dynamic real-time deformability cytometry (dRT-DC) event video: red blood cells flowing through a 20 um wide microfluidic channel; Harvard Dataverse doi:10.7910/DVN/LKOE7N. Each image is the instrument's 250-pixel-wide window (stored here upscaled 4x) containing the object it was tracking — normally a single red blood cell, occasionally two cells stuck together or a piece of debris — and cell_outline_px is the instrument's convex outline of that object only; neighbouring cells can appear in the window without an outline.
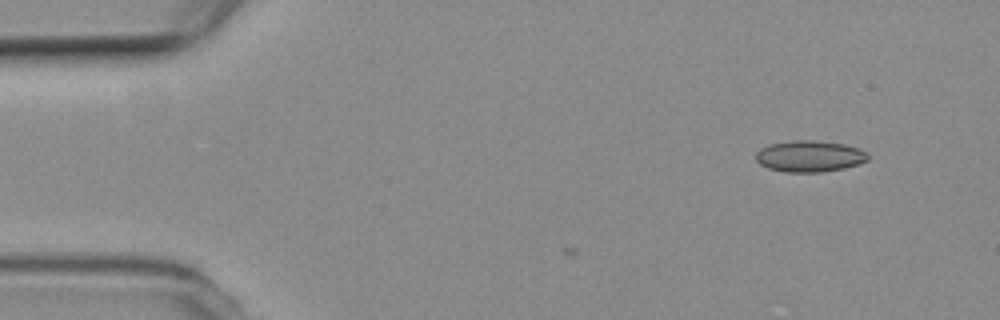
{"species": "common noctule bat (a hibernating species)", "species_latin": "Nyctalus noctula", "temperature_condition": "room temperature", "stored_images_in_passage": 3, "camera_frame_rate_fps": 3000, "um_per_image_px": 0.085, "animal": {"sex": "female", "body_mass_g": 19.3, "forearm_length_mm": 54.1}, "frame": {"image": 1, "passage_image": 3, "time_ms": 0.667, "image_size_px": [1000, 320], "cell_outline_px": [[868, 160], [844, 168], [820, 172], [784, 172], [768, 168], [760, 164], [756, 160], [756, 152], [760, 148], [768, 144], [792, 140], [812, 140], [844, 144], [868, 152]], "centroid_in_image_um": [68.77, 13.27], "position_along_channel_um": 16.2, "area_um2": 20.46}}